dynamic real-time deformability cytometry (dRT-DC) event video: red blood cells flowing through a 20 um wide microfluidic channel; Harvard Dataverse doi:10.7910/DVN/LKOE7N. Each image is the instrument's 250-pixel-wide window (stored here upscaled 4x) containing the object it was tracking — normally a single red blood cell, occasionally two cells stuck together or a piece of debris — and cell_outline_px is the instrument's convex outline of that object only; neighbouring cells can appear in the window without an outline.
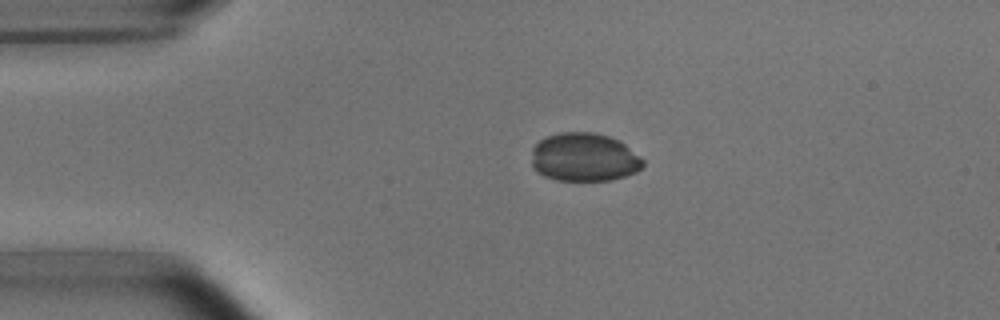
{"species": "common noctule bat (a hibernating species)", "species_latin": "Nyctalus noctula", "temperature_condition": "room temperature", "stored_images_in_passage": 5, "camera_frame_rate_fps": 3000, "um_per_image_px": 0.085, "animal": {"sex": "male", "body_mass_g": 15.6}, "frame": {"image": 1, "passage_image": 3, "time_ms": 2.333, "image_size_px": [1000, 320], "cell_outline_px": [[644, 164], [636, 172], [612, 180], [556, 180], [544, 176], [536, 172], [532, 168], [532, 148], [540, 140], [548, 136], [560, 132], [592, 132], [608, 136], [620, 140], [640, 156], [644, 160]], "centroid_in_image_um": [49.64, 13.37], "position_along_channel_um": 35.4, "area_um2": 31.62}}